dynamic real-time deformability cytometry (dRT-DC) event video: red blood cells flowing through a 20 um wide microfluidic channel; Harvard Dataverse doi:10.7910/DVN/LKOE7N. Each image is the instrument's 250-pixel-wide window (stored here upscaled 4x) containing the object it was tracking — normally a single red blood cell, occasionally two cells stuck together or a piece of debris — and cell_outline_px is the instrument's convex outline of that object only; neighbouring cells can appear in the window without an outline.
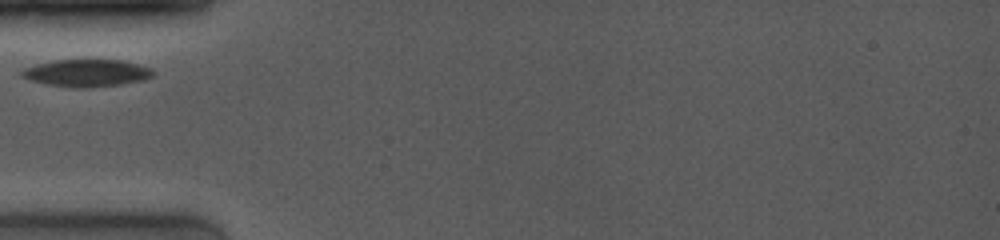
{"species": "common noctule bat (a hibernating species)", "species_latin": "Nyctalus noctula", "temperature_condition": "room temperature", "stored_images_in_passage": 3, "camera_frame_rate_fps": 4000, "um_per_image_px": 0.085, "animal": {"sex": "female", "body_mass_g": 19.0, "forearm_length_mm": 53.3}, "frame": {"image": 1, "passage_image": 1, "time_ms": 0.0, "image_size_px": [1000, 240], "cell_outline_px": [[156, 72], [152, 76], [140, 80], [120, 84], [80, 88], [72, 88], [44, 84], [28, 80], [20, 76], [20, 72], [24, 68], [36, 64], [56, 60], [120, 60], [152, 68]], "centroid_in_image_um": [7.3, 6.21], "position_along_channel_um": 77.7, "area_um2": 20.81}}